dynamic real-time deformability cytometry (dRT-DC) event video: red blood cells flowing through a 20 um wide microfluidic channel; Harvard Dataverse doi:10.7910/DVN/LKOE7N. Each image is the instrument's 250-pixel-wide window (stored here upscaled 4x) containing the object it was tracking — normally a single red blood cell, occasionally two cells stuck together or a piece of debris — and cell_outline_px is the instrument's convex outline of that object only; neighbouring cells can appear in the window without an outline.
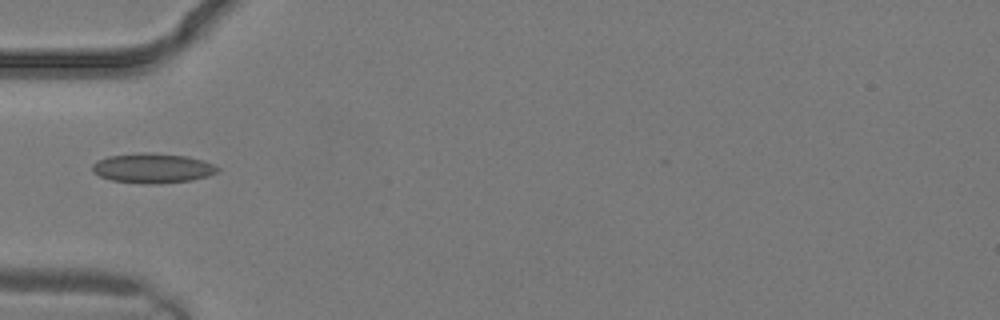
{"species": "common noctule bat (a hibernating species)", "species_latin": "Nyctalus noctula", "temperature_condition": "warm", "stored_images_in_passage": 3, "camera_frame_rate_fps": 3000, "um_per_image_px": 0.085, "animal": {"sex": "male", "body_mass_g": 19.2, "forearm_length_mm": 51.8}, "frame": {"image": 1, "passage_image": 3, "time_ms": 0.667, "image_size_px": [1000, 320], "cell_outline_px": [[220, 168], [216, 172], [208, 176], [192, 180], [160, 184], [144, 184], [112, 180], [100, 176], [92, 172], [92, 164], [96, 160], [108, 156], [144, 152], [148, 152], [188, 156], [204, 160]], "centroid_in_image_um": [12.96, 14.29], "position_along_channel_um": 72.0, "area_um2": 21.91}}